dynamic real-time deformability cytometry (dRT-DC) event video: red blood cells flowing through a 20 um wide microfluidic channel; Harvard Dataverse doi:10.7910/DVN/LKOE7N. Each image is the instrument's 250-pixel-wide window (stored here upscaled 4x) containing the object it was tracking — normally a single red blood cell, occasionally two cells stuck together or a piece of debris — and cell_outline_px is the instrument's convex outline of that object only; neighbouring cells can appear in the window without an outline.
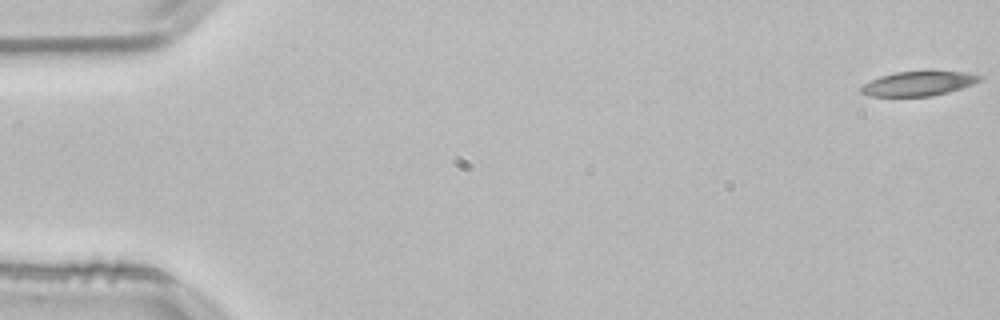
{"species": "common noctule bat (a hibernating species)", "species_latin": "Nyctalus noctula", "temperature_condition": "room temperature", "stored_images_in_passage": 54, "camera_frame_rate_fps": 3000, "um_per_image_px": 0.085, "animal": {"sex": "male", "body_mass_g": 21.5, "forearm_length_mm": 52.0}, "frame": {"image": 1, "passage_image": 1, "time_ms": 0.0, "image_size_px": [1000, 320], "cell_outline_px": [[984, 76], [980, 80], [972, 84], [948, 92], [932, 96], [868, 96], [860, 92], [860, 88], [864, 84], [880, 76], [896, 72], [968, 72]], "centroid_in_image_um": [78.06, 7.11], "position_along_channel_um": 6.9, "area_um2": 16.65}}
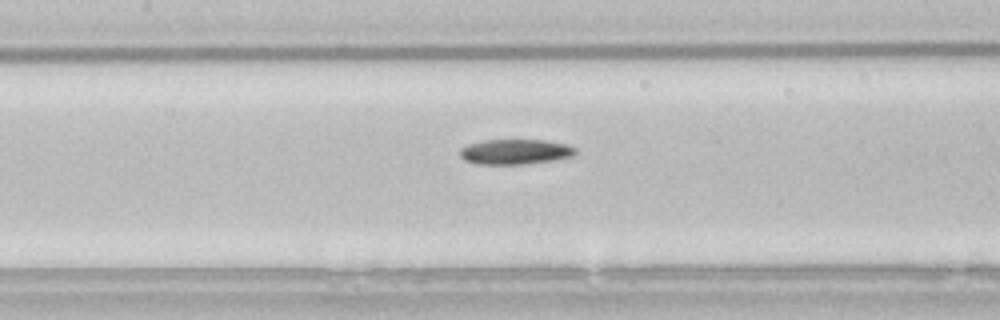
{"frame": {"image": 2, "passage_image": 25, "time_ms": 8.0, "image_size_px": [1000, 320], "cell_outline_px": [[576, 152], [572, 156], [552, 160], [524, 164], [480, 164], [464, 160], [460, 156], [460, 148], [468, 144], [484, 140], [544, 140], [564, 144], [576, 148]], "centroid_in_image_um": [43.76, 12.9], "position_along_channel_um": 163.6, "area_um2": 16.76}}
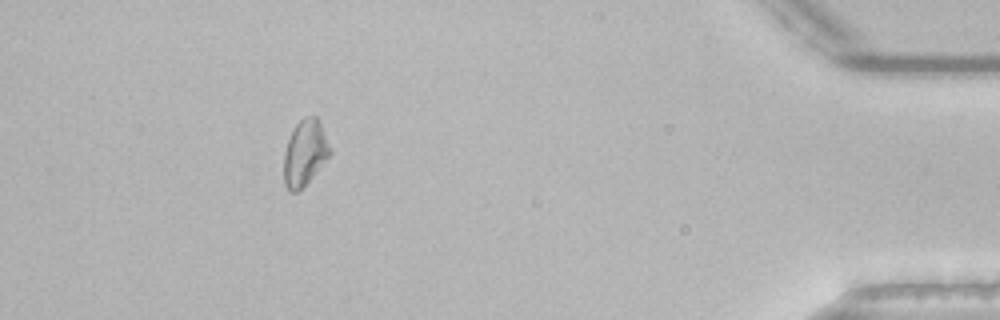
{"frame": {"image": 3, "passage_image": 49, "time_ms": 16.0, "image_size_px": [1000, 320], "cell_outline_px": [[332, 152], [312, 176], [296, 192], [292, 192], [284, 184], [284, 152], [288, 140], [296, 124], [304, 116], [316, 116], [332, 148]], "centroid_in_image_um": [25.91, 12.96], "position_along_channel_um": 409.3, "area_um2": 17.28}}